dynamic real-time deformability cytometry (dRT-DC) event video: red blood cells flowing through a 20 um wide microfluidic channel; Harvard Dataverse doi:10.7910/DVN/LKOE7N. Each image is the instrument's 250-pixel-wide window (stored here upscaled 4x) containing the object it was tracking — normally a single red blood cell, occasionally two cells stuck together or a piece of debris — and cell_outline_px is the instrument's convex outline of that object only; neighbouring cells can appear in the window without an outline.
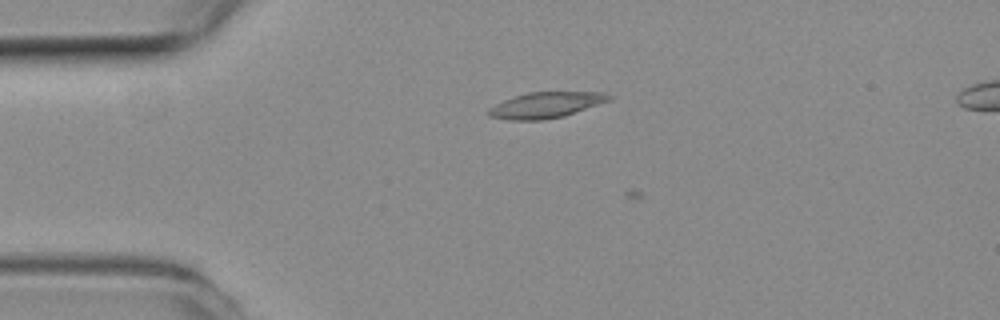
{"species": "common noctule bat (a hibernating species)", "species_latin": "Nyctalus noctula", "temperature_condition": "room temperature", "stored_images_in_passage": 5, "camera_frame_rate_fps": 3000, "um_per_image_px": 0.085, "animal": {"sex": "female", "body_mass_g": 19.3, "forearm_length_mm": 54.1}, "frame": {"image": 1, "passage_image": 4, "time_ms": 1.0, "image_size_px": [1000, 320], "cell_outline_px": [[612, 100], [564, 116], [540, 120], [508, 120], [488, 116], [488, 108], [504, 100], [528, 92], [604, 92], [612, 96]], "centroid_in_image_um": [46.42, 8.93], "position_along_channel_um": 38.6, "area_um2": 18.09}}